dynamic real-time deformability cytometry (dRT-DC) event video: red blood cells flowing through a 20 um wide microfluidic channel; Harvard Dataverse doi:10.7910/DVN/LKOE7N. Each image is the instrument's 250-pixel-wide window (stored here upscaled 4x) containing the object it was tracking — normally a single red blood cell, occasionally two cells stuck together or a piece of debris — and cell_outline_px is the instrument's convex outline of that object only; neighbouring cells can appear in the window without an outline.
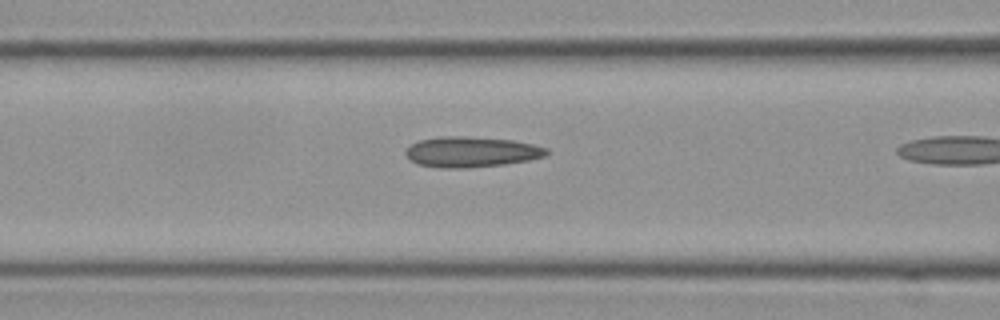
{"species": "Egyptian fruit bat (a non-hibernating species)", "species_latin": "Rousettus aegyptiacus", "temperature_condition": "cold", "stored_images_in_passage": 11, "camera_frame_rate_fps": 3000, "um_per_image_px": 0.085, "frame": {"image": 1, "passage_image": 10, "time_ms": 3.0, "image_size_px": [1000, 320], "cell_outline_px": [[548, 152], [544, 156], [528, 160], [504, 164], [468, 168], [440, 168], [416, 164], [408, 160], [404, 152], [412, 144], [420, 140], [440, 136], [468, 136], [512, 140], [532, 144], [548, 148]], "centroid_in_image_um": [40.02, 12.91], "position_along_channel_um": 126.6, "area_um2": 25.14}}